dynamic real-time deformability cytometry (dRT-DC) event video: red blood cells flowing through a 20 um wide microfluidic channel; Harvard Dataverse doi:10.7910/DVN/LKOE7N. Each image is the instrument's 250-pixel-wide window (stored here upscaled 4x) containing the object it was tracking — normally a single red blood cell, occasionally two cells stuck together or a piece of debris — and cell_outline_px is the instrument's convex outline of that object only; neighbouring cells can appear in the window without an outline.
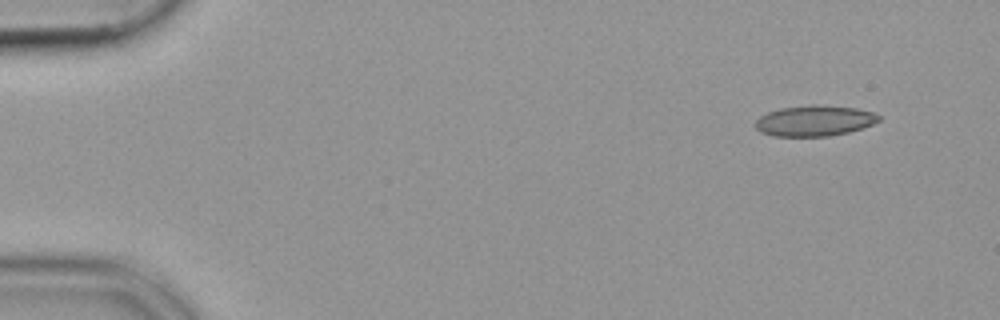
{"species": "common noctule bat (a hibernating species)", "species_latin": "Nyctalus noctula", "temperature_condition": "cold", "stored_images_in_passage": 50, "camera_frame_rate_fps": 3000, "um_per_image_px": 0.085, "animal": {"sex": "female", "body_mass_g": 19.9}, "frame": {"image": 1, "passage_image": 1, "time_ms": 0.0, "image_size_px": [1000, 320], "cell_outline_px": [[880, 120], [872, 124], [848, 132], [828, 136], [772, 136], [760, 132], [756, 128], [756, 120], [760, 116], [768, 112], [780, 108], [812, 104], [816, 104], [856, 108], [872, 112], [880, 116]], "centroid_in_image_um": [69.21, 10.26], "position_along_channel_um": 15.8, "area_um2": 22.02}}
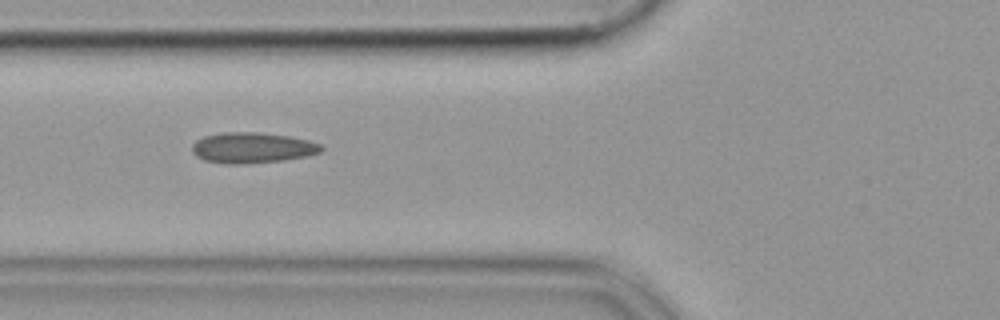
{"frame": {"image": 2, "passage_image": 17, "time_ms": 5.333, "image_size_px": [1000, 320], "cell_outline_px": [[324, 148], [320, 152], [308, 156], [284, 160], [244, 164], [224, 164], [204, 160], [196, 156], [192, 152], [192, 144], [196, 140], [204, 136], [224, 132], [260, 132], [288, 136], [308, 140], [320, 144]], "centroid_in_image_um": [21.43, 12.56], "position_along_channel_um": 104.4, "area_um2": 23.24}}
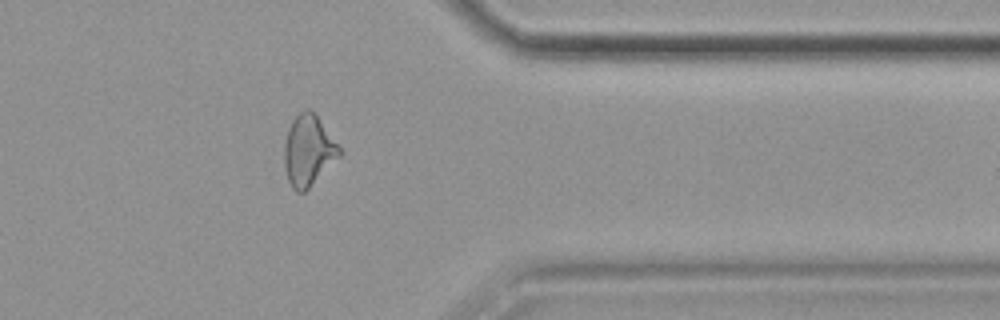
{"frame": {"image": 3, "passage_image": 40, "time_ms": 13.0, "image_size_px": [1000, 320], "cell_outline_px": [[344, 152], [304, 192], [296, 192], [292, 188], [288, 180], [284, 164], [284, 144], [288, 128], [292, 120], [300, 112], [308, 108], [316, 112]], "centroid_in_image_um": [26.22, 12.76], "position_along_channel_um": 385.2, "area_um2": 22.95}}